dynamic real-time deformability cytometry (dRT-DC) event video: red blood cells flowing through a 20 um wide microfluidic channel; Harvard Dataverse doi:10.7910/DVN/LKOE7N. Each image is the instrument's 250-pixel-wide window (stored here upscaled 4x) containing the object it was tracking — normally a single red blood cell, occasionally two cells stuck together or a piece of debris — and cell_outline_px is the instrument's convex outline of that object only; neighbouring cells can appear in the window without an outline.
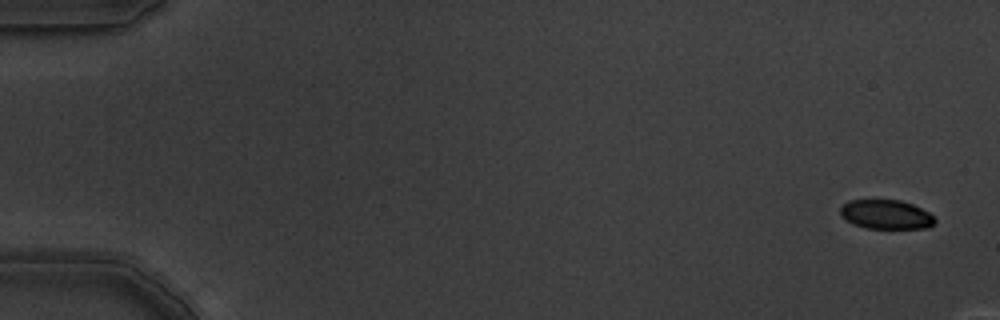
{"species": "common noctule bat (a hibernating species)", "species_latin": "Nyctalus noctula", "temperature_condition": "warm", "stored_images_in_passage": 4, "camera_frame_rate_fps": 3000, "um_per_image_px": 0.085, "animal": {"sex": "male", "body_mass_g": 19.5, "forearm_length_mm": 54.6}, "frame": {"image": 1, "passage_image": 1, "time_ms": 0.0, "image_size_px": [1000, 320], "cell_outline_px": [[936, 220], [928, 228], [868, 228], [852, 224], [840, 216], [840, 208], [848, 200], [900, 200], [912, 204], [928, 212]], "centroid_in_image_um": [75.28, 18.23], "position_along_channel_um": 9.7, "area_um2": 16.01}}